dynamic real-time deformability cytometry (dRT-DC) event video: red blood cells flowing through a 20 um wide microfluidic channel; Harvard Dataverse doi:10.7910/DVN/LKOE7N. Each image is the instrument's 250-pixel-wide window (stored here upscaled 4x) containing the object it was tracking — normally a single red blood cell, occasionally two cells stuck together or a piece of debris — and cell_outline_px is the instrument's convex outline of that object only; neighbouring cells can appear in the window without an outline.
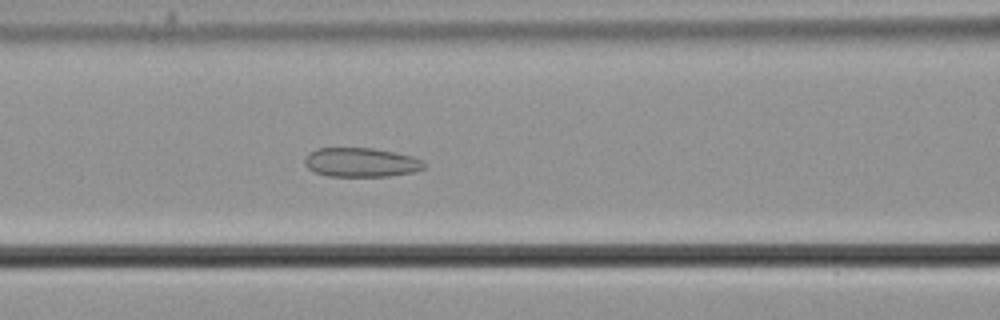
{"species": "common noctule bat (a hibernating species)", "species_latin": "Nyctalus noctula", "temperature_condition": "cold", "stored_images_in_passage": 57, "camera_frame_rate_fps": 3000, "um_per_image_px": 0.085, "animal": {"sex": "male", "body_mass_g": 21.5, "forearm_length_mm": 52.0}, "frame": {"image": 1, "passage_image": 25, "time_ms": 8.0, "image_size_px": [1000, 320], "cell_outline_px": [[424, 168], [412, 172], [388, 176], [328, 176], [316, 172], [308, 168], [304, 164], [304, 160], [312, 152], [320, 148], [372, 148], [412, 156], [420, 160], [424, 164]], "centroid_in_image_um": [30.68, 13.81], "position_along_channel_um": 135.9, "area_um2": 19.88}}
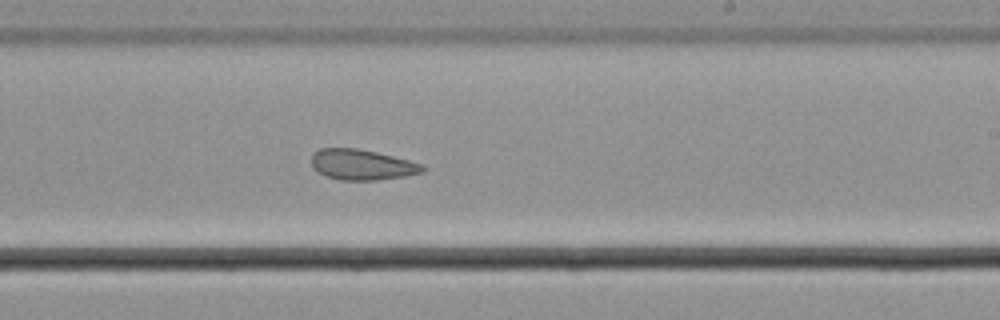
{"frame": {"image": 2, "passage_image": 35, "time_ms": 11.333, "image_size_px": [1000, 320], "cell_outline_px": [[428, 168], [424, 172], [404, 176], [376, 180], [340, 180], [328, 176], [312, 168], [312, 152], [320, 148], [356, 148], [376, 152], [424, 164]], "centroid_in_image_um": [30.79, 13.99], "position_along_channel_um": 258.2, "area_um2": 19.77}}
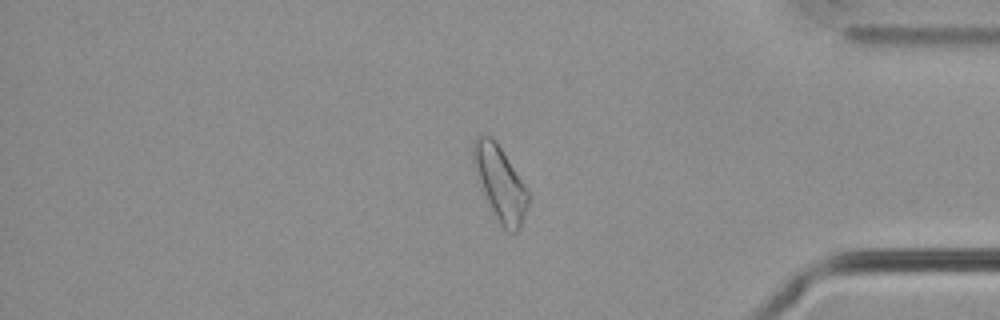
{"frame": {"image": 3, "passage_image": 48, "time_ms": 15.667, "image_size_px": [1000, 320], "cell_outline_px": [[528, 204], [520, 228], [516, 232], [508, 232], [500, 224], [488, 200], [472, 164], [472, 144], [476, 136], [484, 132], [492, 136], [524, 184], [528, 192]], "centroid_in_image_um": [42.48, 15.51], "position_along_channel_um": 392.7, "area_um2": 23.18}, "authors_computed_cell_mechanics": {"area_um2": 23.4668, "velocity_mm_per_s": 3.6779, "shape_relaxation_time_tau1_ms": null, "shape_relaxation_time_tau2_ms": 3.1202, "deformation_change_tau1": null, "deformation_change_tau2": 0.0869}}